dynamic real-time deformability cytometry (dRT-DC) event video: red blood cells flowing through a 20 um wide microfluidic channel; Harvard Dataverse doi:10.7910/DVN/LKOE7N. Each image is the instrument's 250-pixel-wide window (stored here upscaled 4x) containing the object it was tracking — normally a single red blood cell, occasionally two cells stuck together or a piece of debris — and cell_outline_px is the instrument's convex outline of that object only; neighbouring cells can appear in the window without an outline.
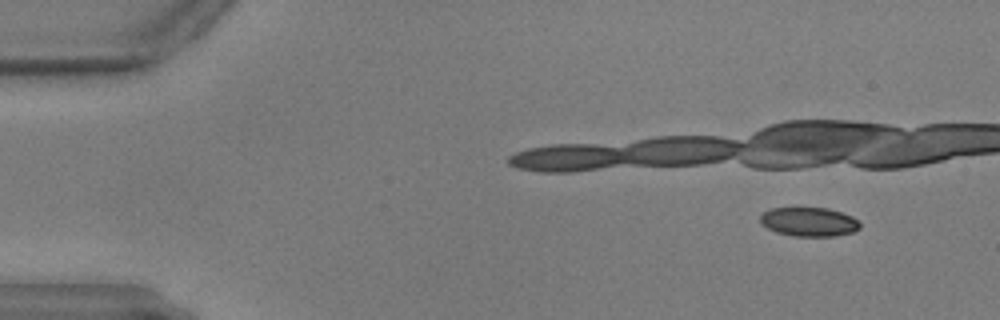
{"species": "common noctule bat (a hibernating species)", "species_latin": "Nyctalus noctula", "temperature_condition": "warm", "stored_images_in_passage": 18, "camera_frame_rate_fps": 3000, "um_per_image_px": 0.085, "animal": {"sex": "male", "body_mass_g": 17.9, "forearm_length_mm": 54.2}, "frame": {"image": 1, "passage_image": 6, "time_ms": 1.667, "image_size_px": [1000, 320], "cell_outline_px": [[860, 228], [852, 232], [836, 236], [792, 236], [776, 232], [768, 228], [760, 220], [760, 216], [764, 212], [772, 208], [828, 208], [852, 216], [860, 224]], "centroid_in_image_um": [68.77, 18.86], "position_along_channel_um": 16.2, "area_um2": 16.7}}